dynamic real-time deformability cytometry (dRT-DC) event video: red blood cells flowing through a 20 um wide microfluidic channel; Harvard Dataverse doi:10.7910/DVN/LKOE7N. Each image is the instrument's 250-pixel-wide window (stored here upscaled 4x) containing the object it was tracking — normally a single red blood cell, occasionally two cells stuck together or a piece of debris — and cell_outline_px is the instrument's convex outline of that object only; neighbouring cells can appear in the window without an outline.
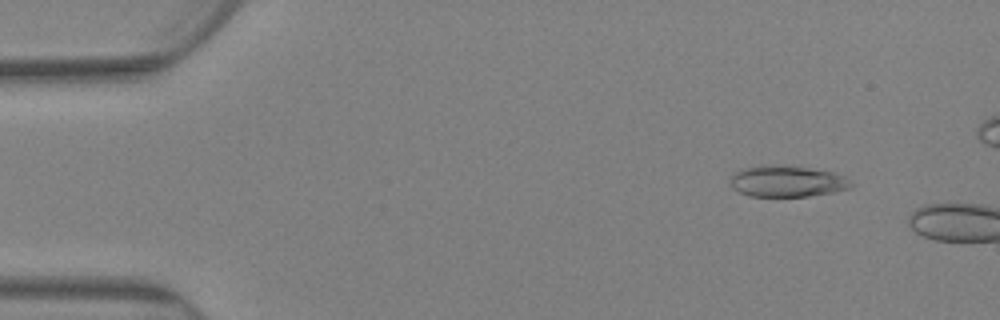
{"species": "Egyptian fruit bat (a non-hibernating species)", "species_latin": "Rousettus aegyptiacus", "temperature_condition": "warm", "stored_images_in_passage": 15, "camera_frame_rate_fps": 3000, "um_per_image_px": 0.085, "animal": {"sex": "female"}, "frame": {"image": 1, "passage_image": 9, "time_ms": 2.667, "image_size_px": [1000, 320], "cell_outline_px": [[852, 184], [848, 188], [832, 192], [808, 196], [748, 196], [732, 188], [732, 176], [740, 168], [760, 164], [804, 168], [832, 172], [844, 176]], "centroid_in_image_um": [66.84, 15.41], "position_along_channel_um": 18.2, "area_um2": 21.56}}